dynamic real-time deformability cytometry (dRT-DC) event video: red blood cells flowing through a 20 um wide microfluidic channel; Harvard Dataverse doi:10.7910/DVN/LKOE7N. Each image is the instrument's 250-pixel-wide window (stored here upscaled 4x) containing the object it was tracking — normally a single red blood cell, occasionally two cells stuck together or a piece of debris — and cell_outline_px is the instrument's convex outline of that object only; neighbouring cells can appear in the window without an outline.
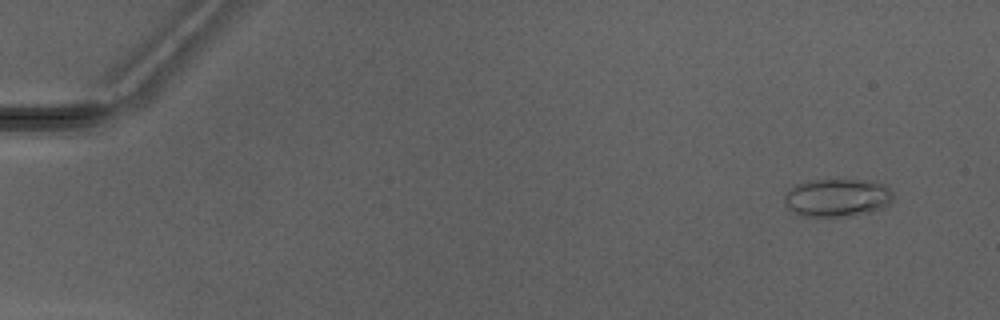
{"species": "Egyptian fruit bat (a non-hibernating species)", "species_latin": "Rousettus aegyptiacus", "temperature_condition": "warm", "stored_images_in_passage": 2, "camera_frame_rate_fps": 3000, "um_per_image_px": 0.085, "animal": {"sex": "male"}, "frame": {"image": 1, "passage_image": 2, "time_ms": 2.0, "image_size_px": [1000, 320], "cell_outline_px": [[892, 200], [884, 208], [872, 212], [852, 216], [800, 216], [792, 212], [784, 204], [784, 196], [796, 184], [812, 180], [860, 180], [888, 184], [892, 192]], "centroid_in_image_um": [71.18, 16.81], "position_along_channel_um": 13.8, "area_um2": 24.28}}